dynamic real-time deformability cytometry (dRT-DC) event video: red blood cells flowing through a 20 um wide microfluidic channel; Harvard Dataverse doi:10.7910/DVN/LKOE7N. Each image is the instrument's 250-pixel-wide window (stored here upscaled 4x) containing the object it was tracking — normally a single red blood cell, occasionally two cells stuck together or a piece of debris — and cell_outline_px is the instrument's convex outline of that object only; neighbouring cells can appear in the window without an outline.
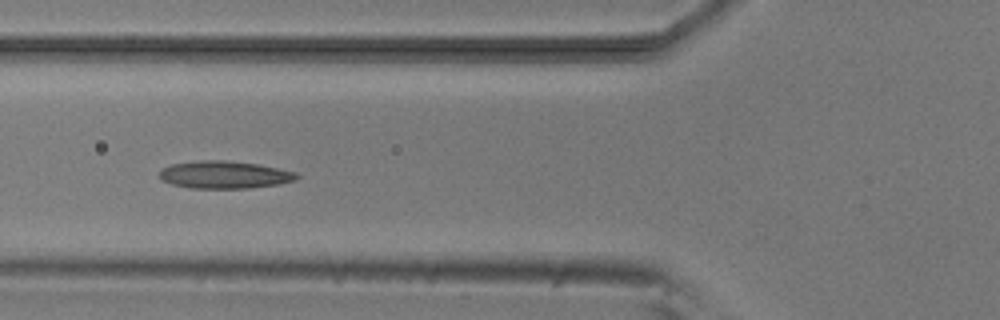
{"species": "common noctule bat (a hibernating species)", "species_latin": "Nyctalus noctula", "temperature_condition": "room temperature", "stored_images_in_passage": 5, "camera_frame_rate_fps": 3000, "um_per_image_px": 0.085, "animal": {"sex": "male", "body_mass_g": 20.5, "forearm_length_mm": 52.5}, "frame": {"image": 1, "passage_image": 3, "time_ms": 2.0, "image_size_px": [1000, 320], "cell_outline_px": [[300, 176], [296, 180], [280, 184], [248, 188], [192, 188], [172, 184], [160, 180], [160, 168], [172, 164], [200, 160], [224, 160], [256, 164], [296, 172]], "centroid_in_image_um": [19.06, 14.85], "position_along_channel_um": 106.7, "area_um2": 21.96}}
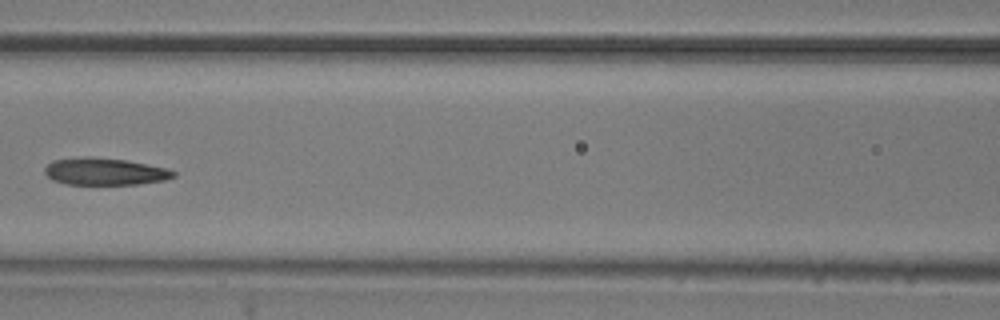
{"frame": {"image": 2, "passage_image": 4, "time_ms": 3.333, "image_size_px": [1000, 320], "cell_outline_px": [[176, 176], [164, 180], [140, 184], [68, 184], [52, 180], [44, 172], [44, 168], [52, 160], [80, 156], [88, 156], [128, 160], [168, 168], [176, 172]], "centroid_in_image_um": [8.91, 14.56], "position_along_channel_um": 157.7, "area_um2": 20.58}}
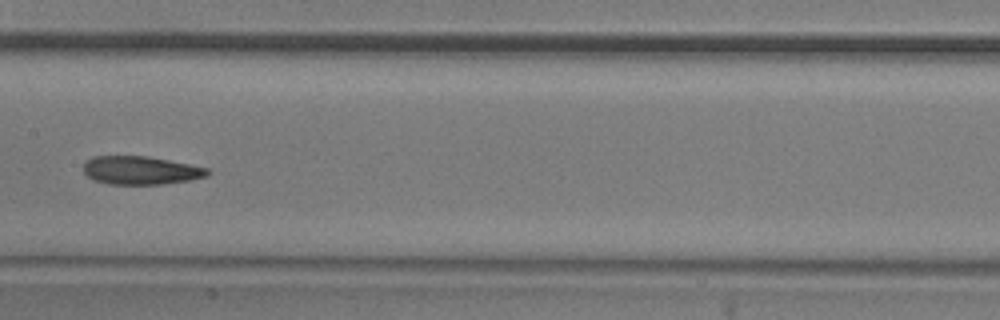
{"frame": {"image": 3, "passage_image": 5, "time_ms": 4.333, "image_size_px": [1000, 320], "cell_outline_px": [[208, 176], [188, 180], [160, 184], [108, 184], [92, 180], [84, 172], [84, 164], [92, 156], [148, 156], [208, 168]], "centroid_in_image_um": [11.92, 14.48], "position_along_channel_um": 195.5, "area_um2": 20.29}}